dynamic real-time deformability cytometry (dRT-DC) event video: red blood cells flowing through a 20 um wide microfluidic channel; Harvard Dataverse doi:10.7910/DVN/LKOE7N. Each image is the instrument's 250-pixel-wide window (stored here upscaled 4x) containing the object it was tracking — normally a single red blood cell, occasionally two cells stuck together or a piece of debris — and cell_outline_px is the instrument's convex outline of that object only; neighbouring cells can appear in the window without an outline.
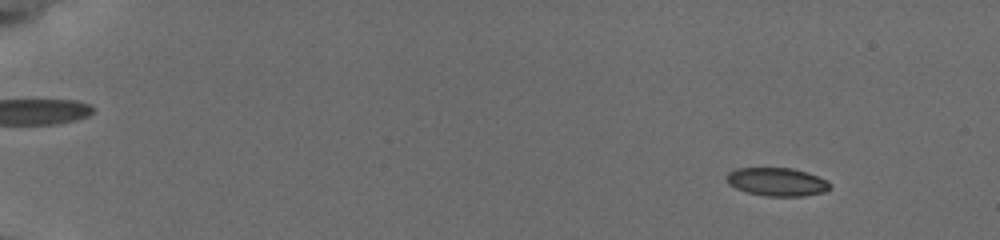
{"species": "common noctule bat (a hibernating species)", "species_latin": "Nyctalus noctula", "temperature_condition": "cold", "stored_images_in_passage": 57, "camera_frame_rate_fps": 3000, "um_per_image_px": 0.085, "animal": {"sex": "female", "body_mass_g": 19.5, "forearm_length_mm": 54.1}, "frame": {"image": 1, "passage_image": 7, "time_ms": 2.0, "image_size_px": [1000, 240], "cell_outline_px": [[832, 184], [824, 192], [804, 196], [764, 196], [748, 192], [736, 188], [728, 184], [724, 176], [728, 172], [736, 168], [792, 168], [808, 172], [828, 180]], "centroid_in_image_um": [66.03, 15.45], "position_along_channel_um": 19.0, "area_um2": 17.22}}
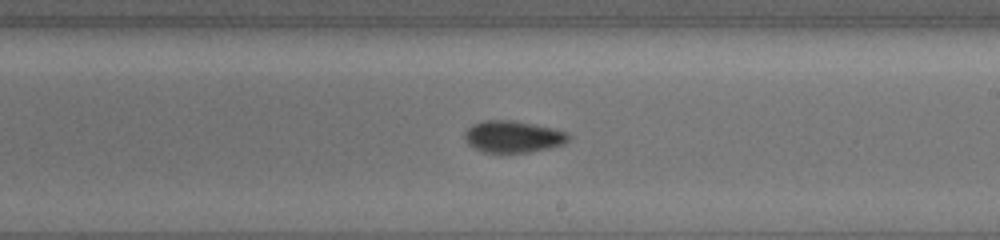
{"frame": {"image": 2, "passage_image": 36, "time_ms": 11.667, "image_size_px": [1000, 240], "cell_outline_px": [[572, 136], [564, 144], [548, 148], [528, 152], [484, 152], [472, 148], [464, 140], [464, 132], [472, 124], [480, 120], [516, 120], [552, 128], [568, 132]], "centroid_in_image_um": [43.58, 11.6], "position_along_channel_um": 245.4, "area_um2": 19.48}}
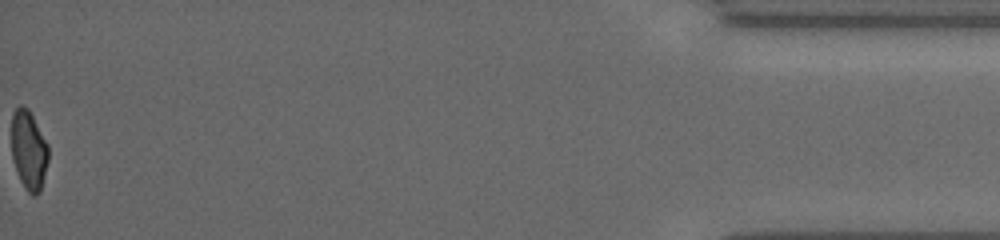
{"frame": {"image": 3, "passage_image": 57, "time_ms": 18.667, "image_size_px": [1000, 240], "cell_outline_px": [[48, 160], [40, 192], [36, 196], [32, 196], [24, 188], [16, 172], [12, 160], [12, 112], [20, 104], [28, 108], [48, 144]], "centroid_in_image_um": [2.43, 12.78], "position_along_channel_um": 432.8, "area_um2": 17.17}, "authors_computed_cell_mechanics": {"area_um2": 18.0914, "velocity_mm_per_s": 3.8272, "shape_relaxation_time_tau1_ms": 5.3554, "shape_relaxation_time_tau2_ms": 3.6165, "deformation_change_tau1": 0.0988, "deformation_change_tau2": 0.073}}